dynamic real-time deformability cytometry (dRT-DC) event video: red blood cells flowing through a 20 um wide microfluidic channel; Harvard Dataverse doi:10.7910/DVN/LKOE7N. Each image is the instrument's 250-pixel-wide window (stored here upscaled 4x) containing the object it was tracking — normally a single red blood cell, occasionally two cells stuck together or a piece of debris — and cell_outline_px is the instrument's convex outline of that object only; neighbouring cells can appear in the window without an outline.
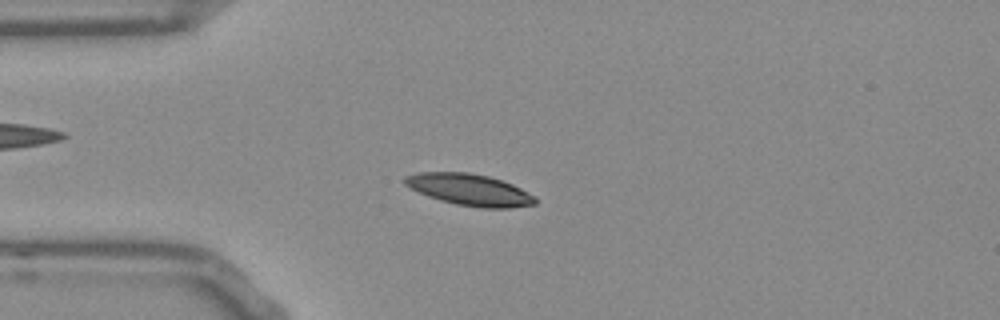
{"species": "Egyptian fruit bat (a non-hibernating species)", "species_latin": "Rousettus aegyptiacus", "temperature_condition": "room temperature", "stored_images_in_passage": 50, "camera_frame_rate_fps": 3000, "um_per_image_px": 0.085, "frame": {"image": 1, "passage_image": 10, "time_ms": 3.0, "image_size_px": [1000, 320], "cell_outline_px": [[536, 204], [508, 208], [480, 208], [456, 204], [440, 200], [428, 196], [404, 184], [404, 176], [420, 172], [468, 172], [488, 176], [512, 184], [536, 196]], "centroid_in_image_um": [39.92, 16.13], "position_along_channel_um": 45.1, "area_um2": 23.87}}
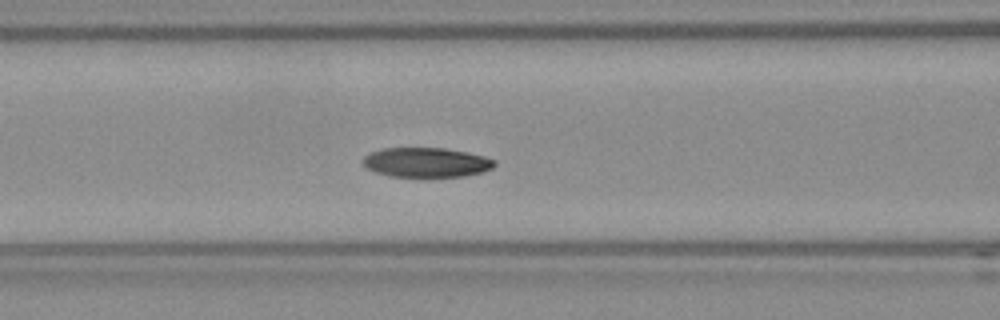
{"frame": {"image": 2, "passage_image": 18, "time_ms": 5.667, "image_size_px": [1000, 320], "cell_outline_px": [[496, 164], [492, 168], [484, 172], [464, 176], [388, 176], [376, 172], [368, 168], [364, 164], [364, 156], [372, 152], [384, 148], [444, 148], [468, 152], [484, 156], [496, 160]], "centroid_in_image_um": [36.29, 13.8], "position_along_channel_um": 130.3, "area_um2": 22.54}}
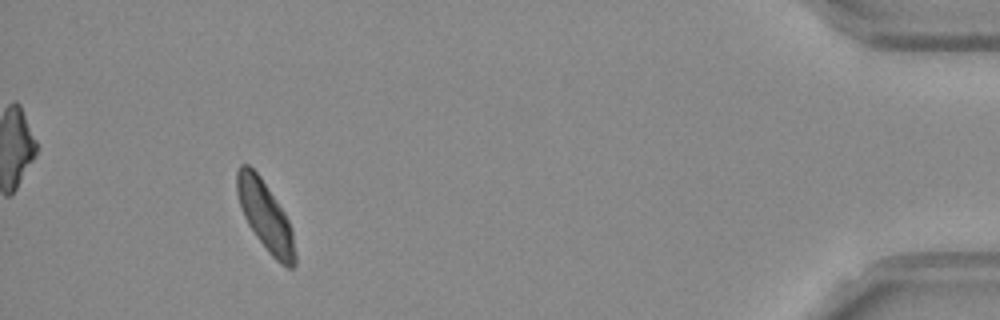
{"frame": {"image": 3, "passage_image": 46, "time_ms": 15.0, "image_size_px": [1000, 320], "cell_outline_px": [[296, 264], [292, 268], [288, 268], [280, 264], [268, 252], [256, 236], [248, 224], [244, 216], [236, 192], [236, 172], [240, 164], [248, 164], [260, 176], [284, 212], [288, 220], [292, 232], [296, 256]], "centroid_in_image_um": [22.55, 18.37], "position_along_channel_um": 412.7, "area_um2": 23.24}, "authors_computed_cell_mechanics": {"area_um2": 23.2645, "velocity_mm_per_s": 3.7492, "shape_relaxation_time_tau1_ms": 3.548, "shape_relaxation_time_tau2_ms": 5.0486, "deformation_change_tau1": 0.1233, "deformation_change_tau2": 0.0836}}